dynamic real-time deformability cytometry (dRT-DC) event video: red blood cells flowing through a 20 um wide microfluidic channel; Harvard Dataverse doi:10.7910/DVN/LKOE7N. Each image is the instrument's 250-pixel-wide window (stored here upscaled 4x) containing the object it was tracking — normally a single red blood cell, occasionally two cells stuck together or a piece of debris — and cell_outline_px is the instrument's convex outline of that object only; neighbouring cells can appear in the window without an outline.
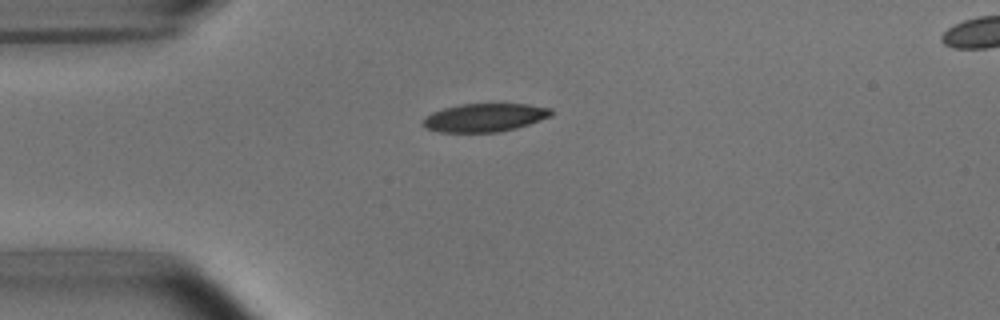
{"species": "common noctule bat (a hibernating species)", "species_latin": "Nyctalus noctula", "temperature_condition": "room temperature", "stored_images_in_passage": 6, "camera_frame_rate_fps": 3000, "um_per_image_px": 0.085, "animal": {"sex": "male", "body_mass_g": 15.6}, "frame": {"image": 1, "passage_image": 1, "time_ms": 0.0, "image_size_px": [1000, 320], "cell_outline_px": [[552, 116], [516, 128], [496, 132], [440, 132], [424, 128], [424, 120], [432, 112], [444, 108], [460, 104], [528, 104], [552, 108]], "centroid_in_image_um": [41.22, 9.99], "position_along_channel_um": 43.8, "area_um2": 20.98}}
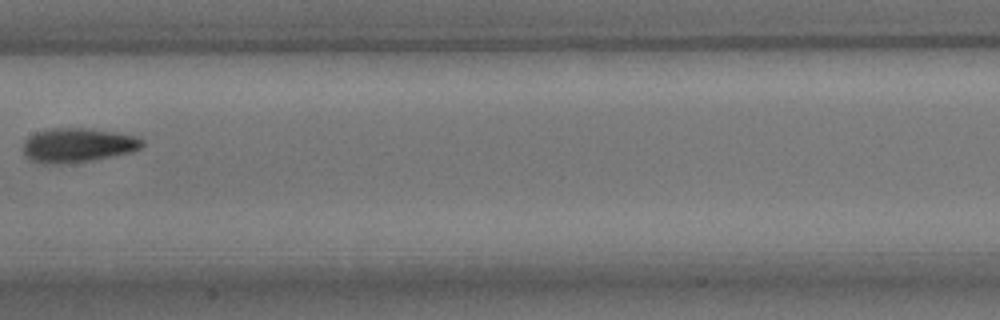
{"frame": {"image": 2, "passage_image": 5, "time_ms": 4.667, "image_size_px": [1000, 320], "cell_outline_px": [[144, 144], [140, 148], [132, 152], [92, 160], [60, 164], [44, 164], [32, 160], [24, 156], [24, 140], [28, 136], [36, 132], [52, 128], [92, 128], [120, 132], [136, 136], [144, 140]], "centroid_in_image_um": [6.63, 12.33], "position_along_channel_um": 200.8, "area_um2": 24.04}}
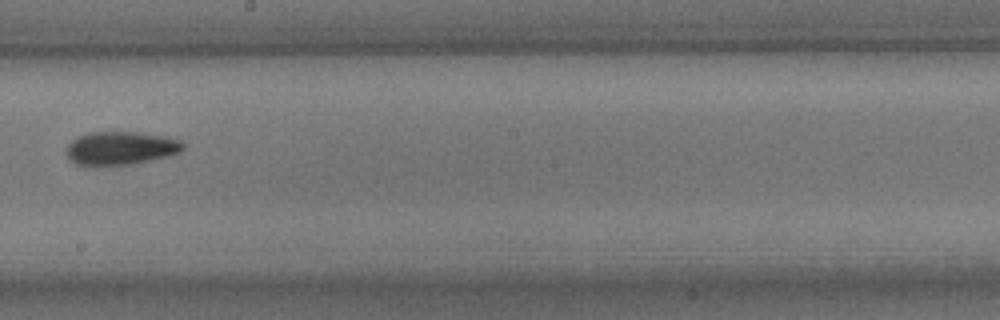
{"frame": {"image": 3, "passage_image": 6, "time_ms": 5.667, "image_size_px": [1000, 320], "cell_outline_px": [[184, 148], [180, 152], [172, 156], [132, 164], [96, 168], [88, 168], [76, 164], [68, 156], [68, 144], [72, 140], [88, 132], [140, 132], [168, 136], [180, 140], [184, 144]], "centroid_in_image_um": [10.28, 12.63], "position_along_channel_um": 237.9, "area_um2": 23.41}}